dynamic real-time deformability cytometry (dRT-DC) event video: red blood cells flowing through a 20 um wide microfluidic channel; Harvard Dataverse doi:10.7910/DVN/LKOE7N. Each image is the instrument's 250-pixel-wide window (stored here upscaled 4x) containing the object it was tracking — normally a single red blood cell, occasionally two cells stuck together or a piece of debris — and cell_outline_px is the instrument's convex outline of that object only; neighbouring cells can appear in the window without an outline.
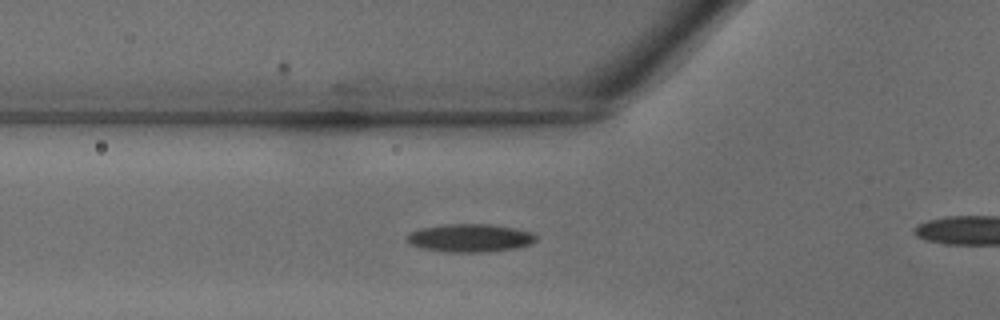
{"species": "common noctule bat (a hibernating species)", "species_latin": "Nyctalus noctula", "temperature_condition": "warm", "stored_images_in_passage": 21, "camera_frame_rate_fps": 3000, "um_per_image_px": 0.085, "animal": {"sex": "male", "body_mass_g": 18.8}, "frame": {"image": 1, "passage_image": 2, "time_ms": 0.333, "image_size_px": [1000, 320], "cell_outline_px": [[536, 240], [532, 244], [512, 248], [484, 252], [452, 252], [424, 248], [408, 244], [408, 236], [412, 232], [420, 228], [444, 224], [492, 224], [516, 228], [532, 232], [536, 236]], "centroid_in_image_um": [39.98, 20.21], "position_along_channel_um": 85.8, "area_um2": 20.92}}
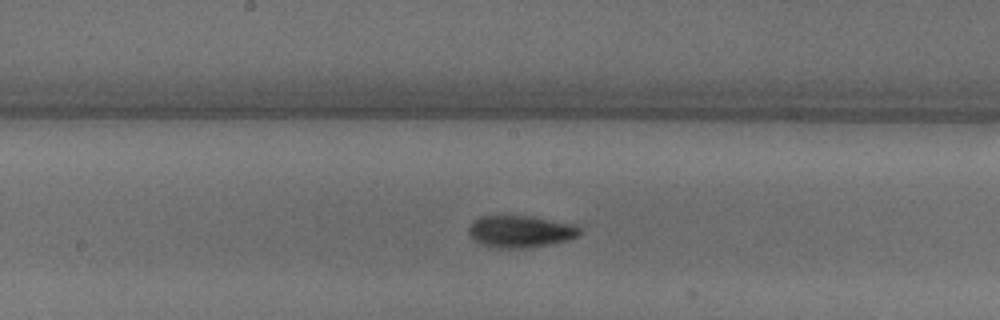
{"frame": {"image": 2, "passage_image": 9, "time_ms": 2.667, "image_size_px": [1000, 320], "cell_outline_px": [[580, 232], [576, 236], [568, 240], [548, 244], [524, 248], [488, 248], [476, 240], [468, 232], [468, 228], [472, 220], [480, 216], [532, 216], [568, 224], [580, 228]], "centroid_in_image_um": [44.15, 19.68], "position_along_channel_um": 204.0, "area_um2": 20.4}}
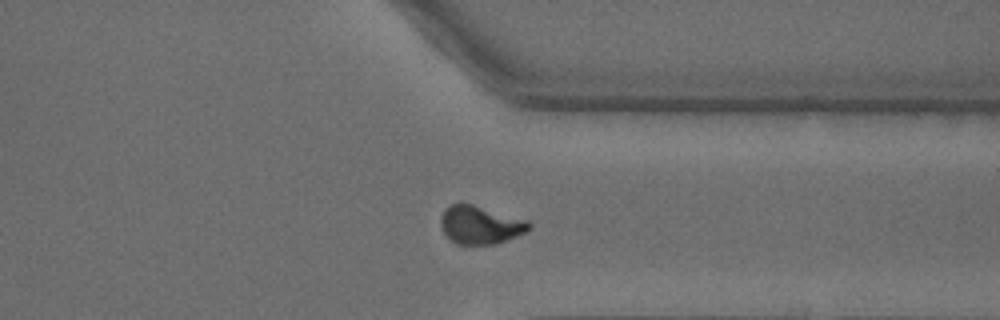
{"frame": {"image": 3, "passage_image": 19, "time_ms": 6.0, "image_size_px": [1000, 320], "cell_outline_px": [[532, 228], [524, 232], [496, 244], [456, 244], [444, 232], [440, 224], [440, 216], [444, 208], [460, 200], [528, 220], [532, 224]], "centroid_in_image_um": [40.8, 19.07], "position_along_channel_um": 370.6, "area_um2": 19.88}}